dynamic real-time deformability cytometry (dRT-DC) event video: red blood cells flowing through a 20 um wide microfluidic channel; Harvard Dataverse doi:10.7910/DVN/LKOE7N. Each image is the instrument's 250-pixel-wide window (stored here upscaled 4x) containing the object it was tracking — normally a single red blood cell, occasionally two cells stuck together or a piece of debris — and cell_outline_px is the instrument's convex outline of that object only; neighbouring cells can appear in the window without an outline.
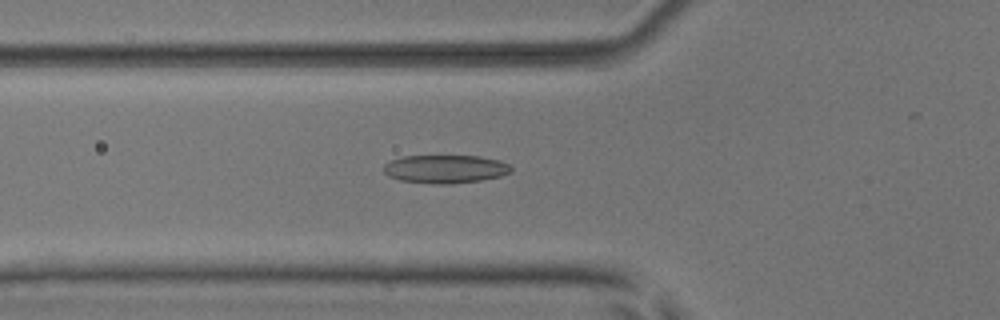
{"species": "common noctule bat (a hibernating species)", "species_latin": "Nyctalus noctula", "temperature_condition": "room temperature", "stored_images_in_passage": 44, "camera_frame_rate_fps": 3000, "um_per_image_px": 0.085, "animal": {"sex": "male", "body_mass_g": 17.9, "forearm_length_mm": 54.2}, "frame": {"image": 1, "passage_image": 20, "time_ms": 6.333, "image_size_px": [1000, 320], "cell_outline_px": [[512, 172], [500, 176], [480, 180], [452, 184], [436, 184], [400, 180], [388, 176], [380, 168], [384, 164], [400, 156], [480, 156], [500, 160], [508, 164], [512, 168]], "centroid_in_image_um": [37.83, 14.36], "position_along_channel_um": 88.0, "area_um2": 21.15}}
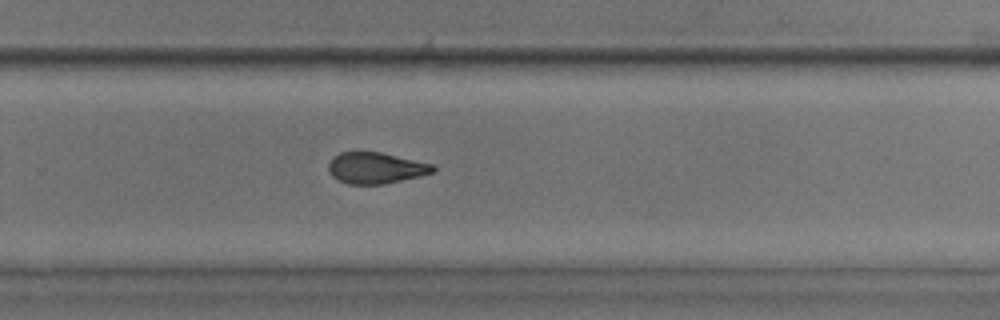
{"frame": {"image": 2, "passage_image": 36, "time_ms": 11.667, "image_size_px": [1000, 320], "cell_outline_px": [[436, 168], [432, 172], [420, 176], [384, 184], [348, 184], [336, 180], [328, 172], [328, 164], [332, 156], [340, 152], [380, 152], [432, 164]], "centroid_in_image_um": [31.88, 14.28], "position_along_channel_um": 297.9, "area_um2": 19.02}}
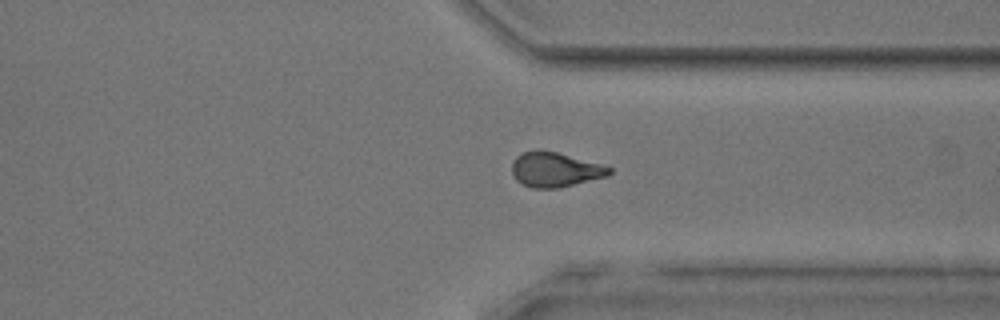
{"frame": {"image": 3, "passage_image": 41, "time_ms": 13.333, "image_size_px": [1000, 320], "cell_outline_px": [[612, 172], [608, 176], [556, 188], [532, 188], [516, 180], [512, 172], [512, 164], [516, 156], [524, 152], [540, 148], [556, 152], [600, 164], [612, 168]], "centroid_in_image_um": [47.16, 14.4], "position_along_channel_um": 364.2, "area_um2": 19.54}}